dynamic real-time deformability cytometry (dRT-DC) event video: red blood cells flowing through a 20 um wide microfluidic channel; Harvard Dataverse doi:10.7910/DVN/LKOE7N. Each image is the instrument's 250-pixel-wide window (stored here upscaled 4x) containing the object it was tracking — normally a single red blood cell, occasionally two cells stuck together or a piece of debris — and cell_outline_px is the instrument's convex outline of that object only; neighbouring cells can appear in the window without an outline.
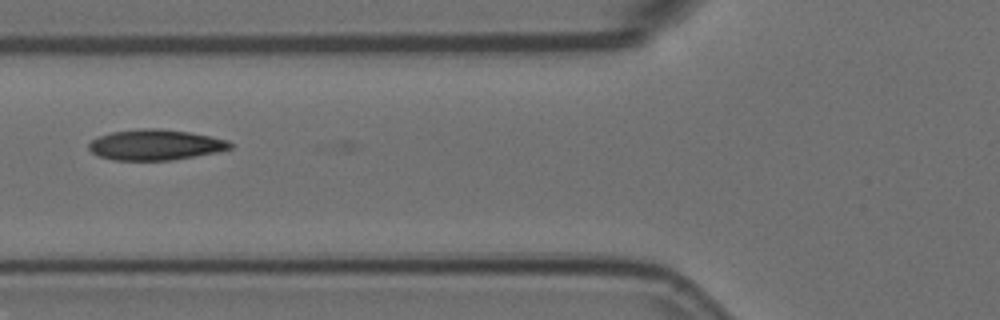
{"species": "Egyptian fruit bat (a non-hibernating species)", "species_latin": "Rousettus aegyptiacus", "temperature_condition": "room temperature", "stored_images_in_passage": 5, "camera_frame_rate_fps": 3000, "um_per_image_px": 0.085, "animal": {"sex": "female"}, "frame": {"image": 1, "passage_image": 4, "time_ms": 1.0, "image_size_px": [1000, 320], "cell_outline_px": [[232, 148], [216, 152], [172, 160], [116, 160], [100, 156], [92, 152], [88, 148], [88, 144], [92, 140], [100, 136], [112, 132], [140, 128], [160, 128], [188, 132], [228, 140], [232, 144]], "centroid_in_image_um": [13.2, 12.3], "position_along_channel_um": 112.6, "area_um2": 24.97}}